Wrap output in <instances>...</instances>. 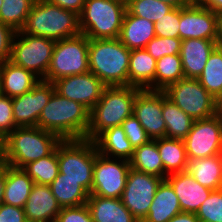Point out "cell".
<instances>
[{
  "instance_id": "obj_1",
  "label": "cell",
  "mask_w": 222,
  "mask_h": 222,
  "mask_svg": "<svg viewBox=\"0 0 222 222\" xmlns=\"http://www.w3.org/2000/svg\"><path fill=\"white\" fill-rule=\"evenodd\" d=\"M90 111L81 103L69 100L56 91L42 109L37 127L58 135L62 140L85 139Z\"/></svg>"
},
{
  "instance_id": "obj_2",
  "label": "cell",
  "mask_w": 222,
  "mask_h": 222,
  "mask_svg": "<svg viewBox=\"0 0 222 222\" xmlns=\"http://www.w3.org/2000/svg\"><path fill=\"white\" fill-rule=\"evenodd\" d=\"M142 89L134 86H106L97 104L90 110L85 139L94 141L102 132L120 126L133 114L136 95Z\"/></svg>"
},
{
  "instance_id": "obj_3",
  "label": "cell",
  "mask_w": 222,
  "mask_h": 222,
  "mask_svg": "<svg viewBox=\"0 0 222 222\" xmlns=\"http://www.w3.org/2000/svg\"><path fill=\"white\" fill-rule=\"evenodd\" d=\"M130 53L119 38L89 39V71L106 86H128Z\"/></svg>"
},
{
  "instance_id": "obj_4",
  "label": "cell",
  "mask_w": 222,
  "mask_h": 222,
  "mask_svg": "<svg viewBox=\"0 0 222 222\" xmlns=\"http://www.w3.org/2000/svg\"><path fill=\"white\" fill-rule=\"evenodd\" d=\"M20 33L54 41L81 34L79 15L47 0H36Z\"/></svg>"
},
{
  "instance_id": "obj_5",
  "label": "cell",
  "mask_w": 222,
  "mask_h": 222,
  "mask_svg": "<svg viewBox=\"0 0 222 222\" xmlns=\"http://www.w3.org/2000/svg\"><path fill=\"white\" fill-rule=\"evenodd\" d=\"M62 139L50 131L35 127H16L5 139V164L23 168L50 155Z\"/></svg>"
},
{
  "instance_id": "obj_6",
  "label": "cell",
  "mask_w": 222,
  "mask_h": 222,
  "mask_svg": "<svg viewBox=\"0 0 222 222\" xmlns=\"http://www.w3.org/2000/svg\"><path fill=\"white\" fill-rule=\"evenodd\" d=\"M126 5L116 0H86L80 30L89 39L119 38Z\"/></svg>"
},
{
  "instance_id": "obj_7",
  "label": "cell",
  "mask_w": 222,
  "mask_h": 222,
  "mask_svg": "<svg viewBox=\"0 0 222 222\" xmlns=\"http://www.w3.org/2000/svg\"><path fill=\"white\" fill-rule=\"evenodd\" d=\"M96 144L87 139H67L58 144V165L62 178L76 180L90 194Z\"/></svg>"
},
{
  "instance_id": "obj_8",
  "label": "cell",
  "mask_w": 222,
  "mask_h": 222,
  "mask_svg": "<svg viewBox=\"0 0 222 222\" xmlns=\"http://www.w3.org/2000/svg\"><path fill=\"white\" fill-rule=\"evenodd\" d=\"M89 38L84 34L56 41L44 81L89 72Z\"/></svg>"
},
{
  "instance_id": "obj_9",
  "label": "cell",
  "mask_w": 222,
  "mask_h": 222,
  "mask_svg": "<svg viewBox=\"0 0 222 222\" xmlns=\"http://www.w3.org/2000/svg\"><path fill=\"white\" fill-rule=\"evenodd\" d=\"M163 92L194 120L205 119L219 112L215 98L198 79L183 78L169 85Z\"/></svg>"
},
{
  "instance_id": "obj_10",
  "label": "cell",
  "mask_w": 222,
  "mask_h": 222,
  "mask_svg": "<svg viewBox=\"0 0 222 222\" xmlns=\"http://www.w3.org/2000/svg\"><path fill=\"white\" fill-rule=\"evenodd\" d=\"M55 43L56 41L45 37L18 31L12 43L10 61L31 71L40 80H44L51 63Z\"/></svg>"
},
{
  "instance_id": "obj_11",
  "label": "cell",
  "mask_w": 222,
  "mask_h": 222,
  "mask_svg": "<svg viewBox=\"0 0 222 222\" xmlns=\"http://www.w3.org/2000/svg\"><path fill=\"white\" fill-rule=\"evenodd\" d=\"M100 154L96 147V159L93 169L92 195L103 198H121L126 186L130 162L125 159L114 161ZM121 161V162H120Z\"/></svg>"
},
{
  "instance_id": "obj_12",
  "label": "cell",
  "mask_w": 222,
  "mask_h": 222,
  "mask_svg": "<svg viewBox=\"0 0 222 222\" xmlns=\"http://www.w3.org/2000/svg\"><path fill=\"white\" fill-rule=\"evenodd\" d=\"M188 160L220 154L222 144V115L195 120L184 139Z\"/></svg>"
},
{
  "instance_id": "obj_13",
  "label": "cell",
  "mask_w": 222,
  "mask_h": 222,
  "mask_svg": "<svg viewBox=\"0 0 222 222\" xmlns=\"http://www.w3.org/2000/svg\"><path fill=\"white\" fill-rule=\"evenodd\" d=\"M162 180V177L129 169L126 186L120 199L138 221L142 222L148 215L155 192Z\"/></svg>"
},
{
  "instance_id": "obj_14",
  "label": "cell",
  "mask_w": 222,
  "mask_h": 222,
  "mask_svg": "<svg viewBox=\"0 0 222 222\" xmlns=\"http://www.w3.org/2000/svg\"><path fill=\"white\" fill-rule=\"evenodd\" d=\"M55 91L52 82L39 80L28 92L12 98L13 119L17 127H35L42 109Z\"/></svg>"
},
{
  "instance_id": "obj_15",
  "label": "cell",
  "mask_w": 222,
  "mask_h": 222,
  "mask_svg": "<svg viewBox=\"0 0 222 222\" xmlns=\"http://www.w3.org/2000/svg\"><path fill=\"white\" fill-rule=\"evenodd\" d=\"M179 38L217 40V14L200 3L180 7Z\"/></svg>"
},
{
  "instance_id": "obj_16",
  "label": "cell",
  "mask_w": 222,
  "mask_h": 222,
  "mask_svg": "<svg viewBox=\"0 0 222 222\" xmlns=\"http://www.w3.org/2000/svg\"><path fill=\"white\" fill-rule=\"evenodd\" d=\"M55 91L61 96L81 103L89 111L100 100L106 85L90 71L71 75L53 82Z\"/></svg>"
},
{
  "instance_id": "obj_17",
  "label": "cell",
  "mask_w": 222,
  "mask_h": 222,
  "mask_svg": "<svg viewBox=\"0 0 222 222\" xmlns=\"http://www.w3.org/2000/svg\"><path fill=\"white\" fill-rule=\"evenodd\" d=\"M133 114L151 140L165 137L166 124L162 116V91L141 90L134 100Z\"/></svg>"
},
{
  "instance_id": "obj_18",
  "label": "cell",
  "mask_w": 222,
  "mask_h": 222,
  "mask_svg": "<svg viewBox=\"0 0 222 222\" xmlns=\"http://www.w3.org/2000/svg\"><path fill=\"white\" fill-rule=\"evenodd\" d=\"M61 209L50 186L33 184L24 206L27 222H55Z\"/></svg>"
},
{
  "instance_id": "obj_19",
  "label": "cell",
  "mask_w": 222,
  "mask_h": 222,
  "mask_svg": "<svg viewBox=\"0 0 222 222\" xmlns=\"http://www.w3.org/2000/svg\"><path fill=\"white\" fill-rule=\"evenodd\" d=\"M166 180L179 199L182 212L195 213L213 191L199 184L186 171L168 175Z\"/></svg>"
},
{
  "instance_id": "obj_20",
  "label": "cell",
  "mask_w": 222,
  "mask_h": 222,
  "mask_svg": "<svg viewBox=\"0 0 222 222\" xmlns=\"http://www.w3.org/2000/svg\"><path fill=\"white\" fill-rule=\"evenodd\" d=\"M217 40L189 38L181 41L180 57L185 78L197 79L203 72Z\"/></svg>"
},
{
  "instance_id": "obj_21",
  "label": "cell",
  "mask_w": 222,
  "mask_h": 222,
  "mask_svg": "<svg viewBox=\"0 0 222 222\" xmlns=\"http://www.w3.org/2000/svg\"><path fill=\"white\" fill-rule=\"evenodd\" d=\"M40 79L31 71L15 65L10 60L0 63L1 94L16 97L30 91Z\"/></svg>"
},
{
  "instance_id": "obj_22",
  "label": "cell",
  "mask_w": 222,
  "mask_h": 222,
  "mask_svg": "<svg viewBox=\"0 0 222 222\" xmlns=\"http://www.w3.org/2000/svg\"><path fill=\"white\" fill-rule=\"evenodd\" d=\"M86 205L94 222H140L120 198H103L89 194Z\"/></svg>"
},
{
  "instance_id": "obj_23",
  "label": "cell",
  "mask_w": 222,
  "mask_h": 222,
  "mask_svg": "<svg viewBox=\"0 0 222 222\" xmlns=\"http://www.w3.org/2000/svg\"><path fill=\"white\" fill-rule=\"evenodd\" d=\"M155 23L135 15L125 13L119 40L130 50L146 48L155 37Z\"/></svg>"
},
{
  "instance_id": "obj_24",
  "label": "cell",
  "mask_w": 222,
  "mask_h": 222,
  "mask_svg": "<svg viewBox=\"0 0 222 222\" xmlns=\"http://www.w3.org/2000/svg\"><path fill=\"white\" fill-rule=\"evenodd\" d=\"M180 212L181 206L173 187L163 179L157 187L148 215L142 222H168Z\"/></svg>"
},
{
  "instance_id": "obj_25",
  "label": "cell",
  "mask_w": 222,
  "mask_h": 222,
  "mask_svg": "<svg viewBox=\"0 0 222 222\" xmlns=\"http://www.w3.org/2000/svg\"><path fill=\"white\" fill-rule=\"evenodd\" d=\"M156 60L143 49L131 50L129 58V85L154 91Z\"/></svg>"
},
{
  "instance_id": "obj_26",
  "label": "cell",
  "mask_w": 222,
  "mask_h": 222,
  "mask_svg": "<svg viewBox=\"0 0 222 222\" xmlns=\"http://www.w3.org/2000/svg\"><path fill=\"white\" fill-rule=\"evenodd\" d=\"M186 172L202 186L211 190L222 188V156L220 154L188 160Z\"/></svg>"
},
{
  "instance_id": "obj_27",
  "label": "cell",
  "mask_w": 222,
  "mask_h": 222,
  "mask_svg": "<svg viewBox=\"0 0 222 222\" xmlns=\"http://www.w3.org/2000/svg\"><path fill=\"white\" fill-rule=\"evenodd\" d=\"M34 182L22 169L6 164L3 203L24 208Z\"/></svg>"
},
{
  "instance_id": "obj_28",
  "label": "cell",
  "mask_w": 222,
  "mask_h": 222,
  "mask_svg": "<svg viewBox=\"0 0 222 222\" xmlns=\"http://www.w3.org/2000/svg\"><path fill=\"white\" fill-rule=\"evenodd\" d=\"M94 142L98 152L106 157L112 155V157H118L117 160L122 158L129 161L134 153V149L121 125L105 130Z\"/></svg>"
},
{
  "instance_id": "obj_29",
  "label": "cell",
  "mask_w": 222,
  "mask_h": 222,
  "mask_svg": "<svg viewBox=\"0 0 222 222\" xmlns=\"http://www.w3.org/2000/svg\"><path fill=\"white\" fill-rule=\"evenodd\" d=\"M156 144L164 166V179L168 175L186 171L188 157L184 140L164 137L156 139Z\"/></svg>"
},
{
  "instance_id": "obj_30",
  "label": "cell",
  "mask_w": 222,
  "mask_h": 222,
  "mask_svg": "<svg viewBox=\"0 0 222 222\" xmlns=\"http://www.w3.org/2000/svg\"><path fill=\"white\" fill-rule=\"evenodd\" d=\"M162 116L166 124L165 137L184 140L190 132L194 119L188 116L162 91Z\"/></svg>"
},
{
  "instance_id": "obj_31",
  "label": "cell",
  "mask_w": 222,
  "mask_h": 222,
  "mask_svg": "<svg viewBox=\"0 0 222 222\" xmlns=\"http://www.w3.org/2000/svg\"><path fill=\"white\" fill-rule=\"evenodd\" d=\"M61 208L86 204L89 193L76 180L62 178V173L49 185Z\"/></svg>"
},
{
  "instance_id": "obj_32",
  "label": "cell",
  "mask_w": 222,
  "mask_h": 222,
  "mask_svg": "<svg viewBox=\"0 0 222 222\" xmlns=\"http://www.w3.org/2000/svg\"><path fill=\"white\" fill-rule=\"evenodd\" d=\"M129 162L130 167L137 171L164 179V166L157 149L156 140H150L147 144L134 149Z\"/></svg>"
},
{
  "instance_id": "obj_33",
  "label": "cell",
  "mask_w": 222,
  "mask_h": 222,
  "mask_svg": "<svg viewBox=\"0 0 222 222\" xmlns=\"http://www.w3.org/2000/svg\"><path fill=\"white\" fill-rule=\"evenodd\" d=\"M183 78L185 76L180 54L165 55L156 62L154 91H164Z\"/></svg>"
},
{
  "instance_id": "obj_34",
  "label": "cell",
  "mask_w": 222,
  "mask_h": 222,
  "mask_svg": "<svg viewBox=\"0 0 222 222\" xmlns=\"http://www.w3.org/2000/svg\"><path fill=\"white\" fill-rule=\"evenodd\" d=\"M22 169L34 183L49 186L59 174L58 145L50 155L30 162Z\"/></svg>"
},
{
  "instance_id": "obj_35",
  "label": "cell",
  "mask_w": 222,
  "mask_h": 222,
  "mask_svg": "<svg viewBox=\"0 0 222 222\" xmlns=\"http://www.w3.org/2000/svg\"><path fill=\"white\" fill-rule=\"evenodd\" d=\"M201 85L216 99L222 91V47L210 54L202 74L197 78Z\"/></svg>"
},
{
  "instance_id": "obj_36",
  "label": "cell",
  "mask_w": 222,
  "mask_h": 222,
  "mask_svg": "<svg viewBox=\"0 0 222 222\" xmlns=\"http://www.w3.org/2000/svg\"><path fill=\"white\" fill-rule=\"evenodd\" d=\"M36 0H3L0 21L16 32L24 26L28 14Z\"/></svg>"
},
{
  "instance_id": "obj_37",
  "label": "cell",
  "mask_w": 222,
  "mask_h": 222,
  "mask_svg": "<svg viewBox=\"0 0 222 222\" xmlns=\"http://www.w3.org/2000/svg\"><path fill=\"white\" fill-rule=\"evenodd\" d=\"M174 7L159 0H130L126 4V11L137 17L145 18L153 23L161 19Z\"/></svg>"
},
{
  "instance_id": "obj_38",
  "label": "cell",
  "mask_w": 222,
  "mask_h": 222,
  "mask_svg": "<svg viewBox=\"0 0 222 222\" xmlns=\"http://www.w3.org/2000/svg\"><path fill=\"white\" fill-rule=\"evenodd\" d=\"M200 222H222V188L213 190L196 212Z\"/></svg>"
},
{
  "instance_id": "obj_39",
  "label": "cell",
  "mask_w": 222,
  "mask_h": 222,
  "mask_svg": "<svg viewBox=\"0 0 222 222\" xmlns=\"http://www.w3.org/2000/svg\"><path fill=\"white\" fill-rule=\"evenodd\" d=\"M181 41L180 38L155 36L145 49L157 61L165 55L180 54Z\"/></svg>"
},
{
  "instance_id": "obj_40",
  "label": "cell",
  "mask_w": 222,
  "mask_h": 222,
  "mask_svg": "<svg viewBox=\"0 0 222 222\" xmlns=\"http://www.w3.org/2000/svg\"><path fill=\"white\" fill-rule=\"evenodd\" d=\"M180 7H174L154 25L155 36L179 38Z\"/></svg>"
},
{
  "instance_id": "obj_41",
  "label": "cell",
  "mask_w": 222,
  "mask_h": 222,
  "mask_svg": "<svg viewBox=\"0 0 222 222\" xmlns=\"http://www.w3.org/2000/svg\"><path fill=\"white\" fill-rule=\"evenodd\" d=\"M121 126L133 149L147 144L151 140L134 114L126 118Z\"/></svg>"
},
{
  "instance_id": "obj_42",
  "label": "cell",
  "mask_w": 222,
  "mask_h": 222,
  "mask_svg": "<svg viewBox=\"0 0 222 222\" xmlns=\"http://www.w3.org/2000/svg\"><path fill=\"white\" fill-rule=\"evenodd\" d=\"M16 127L13 119L12 97L0 94V134L6 138Z\"/></svg>"
},
{
  "instance_id": "obj_43",
  "label": "cell",
  "mask_w": 222,
  "mask_h": 222,
  "mask_svg": "<svg viewBox=\"0 0 222 222\" xmlns=\"http://www.w3.org/2000/svg\"><path fill=\"white\" fill-rule=\"evenodd\" d=\"M55 222H94L86 204L62 208Z\"/></svg>"
},
{
  "instance_id": "obj_44",
  "label": "cell",
  "mask_w": 222,
  "mask_h": 222,
  "mask_svg": "<svg viewBox=\"0 0 222 222\" xmlns=\"http://www.w3.org/2000/svg\"><path fill=\"white\" fill-rule=\"evenodd\" d=\"M16 31L0 21V63L11 59L12 43Z\"/></svg>"
},
{
  "instance_id": "obj_45",
  "label": "cell",
  "mask_w": 222,
  "mask_h": 222,
  "mask_svg": "<svg viewBox=\"0 0 222 222\" xmlns=\"http://www.w3.org/2000/svg\"><path fill=\"white\" fill-rule=\"evenodd\" d=\"M0 222H27L24 208L5 203L1 204Z\"/></svg>"
},
{
  "instance_id": "obj_46",
  "label": "cell",
  "mask_w": 222,
  "mask_h": 222,
  "mask_svg": "<svg viewBox=\"0 0 222 222\" xmlns=\"http://www.w3.org/2000/svg\"><path fill=\"white\" fill-rule=\"evenodd\" d=\"M49 3L57 5L65 10L81 14L86 0H47Z\"/></svg>"
},
{
  "instance_id": "obj_47",
  "label": "cell",
  "mask_w": 222,
  "mask_h": 222,
  "mask_svg": "<svg viewBox=\"0 0 222 222\" xmlns=\"http://www.w3.org/2000/svg\"><path fill=\"white\" fill-rule=\"evenodd\" d=\"M168 222H200L195 213L180 212Z\"/></svg>"
},
{
  "instance_id": "obj_48",
  "label": "cell",
  "mask_w": 222,
  "mask_h": 222,
  "mask_svg": "<svg viewBox=\"0 0 222 222\" xmlns=\"http://www.w3.org/2000/svg\"><path fill=\"white\" fill-rule=\"evenodd\" d=\"M199 3L216 14L222 12V0H201Z\"/></svg>"
},
{
  "instance_id": "obj_49",
  "label": "cell",
  "mask_w": 222,
  "mask_h": 222,
  "mask_svg": "<svg viewBox=\"0 0 222 222\" xmlns=\"http://www.w3.org/2000/svg\"><path fill=\"white\" fill-rule=\"evenodd\" d=\"M6 181V164L0 165V205L3 204V195Z\"/></svg>"
},
{
  "instance_id": "obj_50",
  "label": "cell",
  "mask_w": 222,
  "mask_h": 222,
  "mask_svg": "<svg viewBox=\"0 0 222 222\" xmlns=\"http://www.w3.org/2000/svg\"><path fill=\"white\" fill-rule=\"evenodd\" d=\"M218 38L217 44L222 47V12L217 14Z\"/></svg>"
},
{
  "instance_id": "obj_51",
  "label": "cell",
  "mask_w": 222,
  "mask_h": 222,
  "mask_svg": "<svg viewBox=\"0 0 222 222\" xmlns=\"http://www.w3.org/2000/svg\"><path fill=\"white\" fill-rule=\"evenodd\" d=\"M159 1L170 4L173 7H183L190 3L188 0H159Z\"/></svg>"
},
{
  "instance_id": "obj_52",
  "label": "cell",
  "mask_w": 222,
  "mask_h": 222,
  "mask_svg": "<svg viewBox=\"0 0 222 222\" xmlns=\"http://www.w3.org/2000/svg\"><path fill=\"white\" fill-rule=\"evenodd\" d=\"M5 139L0 134V165L5 164Z\"/></svg>"
},
{
  "instance_id": "obj_53",
  "label": "cell",
  "mask_w": 222,
  "mask_h": 222,
  "mask_svg": "<svg viewBox=\"0 0 222 222\" xmlns=\"http://www.w3.org/2000/svg\"><path fill=\"white\" fill-rule=\"evenodd\" d=\"M215 100H216L217 106L220 107L222 105V91Z\"/></svg>"
},
{
  "instance_id": "obj_54",
  "label": "cell",
  "mask_w": 222,
  "mask_h": 222,
  "mask_svg": "<svg viewBox=\"0 0 222 222\" xmlns=\"http://www.w3.org/2000/svg\"><path fill=\"white\" fill-rule=\"evenodd\" d=\"M116 1L122 2L126 5L130 0H116Z\"/></svg>"
},
{
  "instance_id": "obj_55",
  "label": "cell",
  "mask_w": 222,
  "mask_h": 222,
  "mask_svg": "<svg viewBox=\"0 0 222 222\" xmlns=\"http://www.w3.org/2000/svg\"><path fill=\"white\" fill-rule=\"evenodd\" d=\"M189 2L199 3L201 0H188Z\"/></svg>"
},
{
  "instance_id": "obj_56",
  "label": "cell",
  "mask_w": 222,
  "mask_h": 222,
  "mask_svg": "<svg viewBox=\"0 0 222 222\" xmlns=\"http://www.w3.org/2000/svg\"><path fill=\"white\" fill-rule=\"evenodd\" d=\"M219 112H220L221 115H222V105L219 107Z\"/></svg>"
},
{
  "instance_id": "obj_57",
  "label": "cell",
  "mask_w": 222,
  "mask_h": 222,
  "mask_svg": "<svg viewBox=\"0 0 222 222\" xmlns=\"http://www.w3.org/2000/svg\"><path fill=\"white\" fill-rule=\"evenodd\" d=\"M2 3H3V0H0V8H1Z\"/></svg>"
},
{
  "instance_id": "obj_58",
  "label": "cell",
  "mask_w": 222,
  "mask_h": 222,
  "mask_svg": "<svg viewBox=\"0 0 222 222\" xmlns=\"http://www.w3.org/2000/svg\"><path fill=\"white\" fill-rule=\"evenodd\" d=\"M220 155L222 156V144H221V151H220Z\"/></svg>"
}]
</instances>
